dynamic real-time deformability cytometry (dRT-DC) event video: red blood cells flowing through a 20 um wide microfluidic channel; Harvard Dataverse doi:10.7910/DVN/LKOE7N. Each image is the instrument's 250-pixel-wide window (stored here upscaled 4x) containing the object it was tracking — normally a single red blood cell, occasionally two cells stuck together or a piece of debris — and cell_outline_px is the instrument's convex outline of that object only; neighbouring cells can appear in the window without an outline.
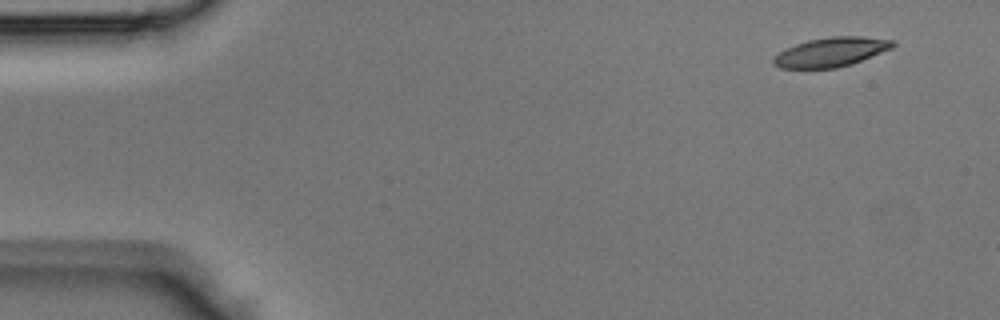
{"species": "Egyptian fruit bat (a non-hibernating species)", "species_latin": "Rousettus aegyptiacus", "temperature_condition": "room temperature", "stored_images_in_passage": 2, "camera_frame_rate_fps": 3000, "um_per_image_px": 0.085, "animal": {"sex": "male"}, "frame": {"image": 1, "passage_image": 1, "time_ms": 0.0, "image_size_px": [1000, 320], "cell_outline_px": [[896, 44], [892, 48], [852, 64], [836, 68], [780, 68], [772, 64], [772, 60], [784, 48], [808, 40], [832, 36], [864, 36], [896, 40]], "centroid_in_image_um": [70.66, 4.41], "position_along_channel_um": 14.3, "area_um2": 20.46}}